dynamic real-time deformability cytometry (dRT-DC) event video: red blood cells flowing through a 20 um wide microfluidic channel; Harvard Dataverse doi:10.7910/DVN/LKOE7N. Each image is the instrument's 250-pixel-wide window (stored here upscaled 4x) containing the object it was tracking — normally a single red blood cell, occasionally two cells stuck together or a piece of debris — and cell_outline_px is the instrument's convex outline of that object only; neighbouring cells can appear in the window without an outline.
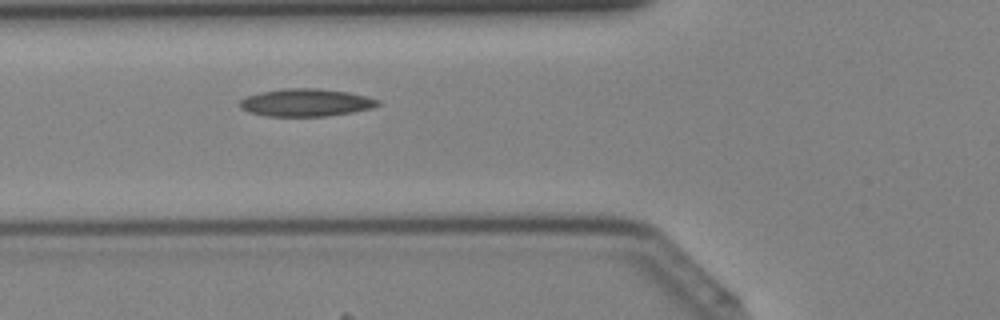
{"species": "Egyptian fruit bat (a non-hibernating species)", "species_latin": "Rousettus aegyptiacus", "temperature_condition": "cold", "stored_images_in_passage": 38, "camera_frame_rate_fps": 3000, "um_per_image_px": 0.085, "animal": {"sex": "female"}, "frame": {"image": 1, "passage_image": 12, "time_ms": 3.667, "image_size_px": [1000, 320], "cell_outline_px": [[380, 104], [372, 108], [352, 112], [328, 116], [268, 116], [248, 112], [240, 108], [240, 100], [248, 96], [260, 92], [284, 88], [320, 88], [348, 92], [380, 100]], "centroid_in_image_um": [26.0, 8.72], "position_along_channel_um": 99.8, "area_um2": 22.2}}
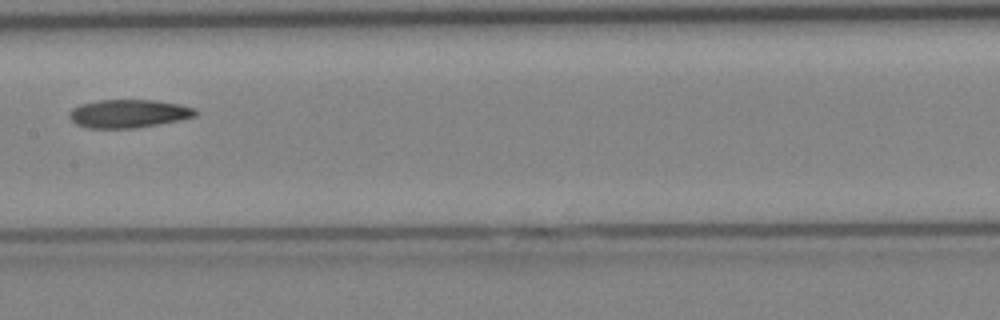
{"frame": {"image": 2, "passage_image": 18, "time_ms": 5.667, "image_size_px": [1000, 320], "cell_outline_px": [[200, 112], [196, 116], [180, 120], [160, 124], [132, 128], [88, 128], [76, 124], [68, 116], [68, 112], [72, 108], [80, 104], [96, 100], [156, 100], [180, 104], [196, 108]], "centroid_in_image_um": [10.95, 9.65], "position_along_channel_um": 196.5, "area_um2": 21.04}}
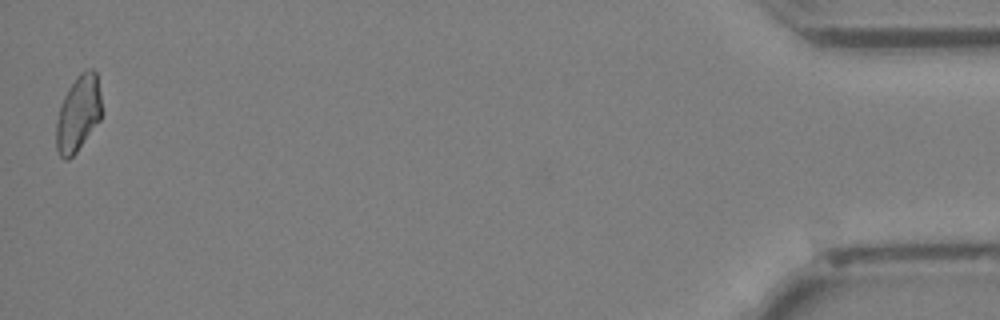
{"frame": {"image": 3, "passage_image": 38, "time_ms": 12.333, "image_size_px": [1000, 320], "cell_outline_px": [[100, 120], [76, 152], [68, 160], [64, 160], [60, 156], [56, 148], [56, 120], [60, 104], [68, 88], [76, 76], [80, 72], [88, 68], [92, 68], [96, 72], [100, 92]], "centroid_in_image_um": [6.62, 9.63], "position_along_channel_um": 428.6, "area_um2": 20.11}}